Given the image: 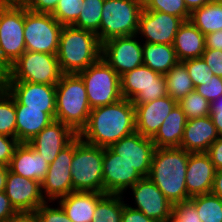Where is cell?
<instances>
[{"label": "cell", "instance_id": "obj_1", "mask_svg": "<svg viewBox=\"0 0 222 222\" xmlns=\"http://www.w3.org/2000/svg\"><path fill=\"white\" fill-rule=\"evenodd\" d=\"M135 132V106L131 100L122 98L115 103L93 108L78 136L89 144L107 148Z\"/></svg>", "mask_w": 222, "mask_h": 222}, {"label": "cell", "instance_id": "obj_2", "mask_svg": "<svg viewBox=\"0 0 222 222\" xmlns=\"http://www.w3.org/2000/svg\"><path fill=\"white\" fill-rule=\"evenodd\" d=\"M190 152L180 147L156 148L149 178L174 205L190 198L186 189V170Z\"/></svg>", "mask_w": 222, "mask_h": 222}, {"label": "cell", "instance_id": "obj_3", "mask_svg": "<svg viewBox=\"0 0 222 222\" xmlns=\"http://www.w3.org/2000/svg\"><path fill=\"white\" fill-rule=\"evenodd\" d=\"M101 58L97 34L73 26H63L57 59L63 74H78Z\"/></svg>", "mask_w": 222, "mask_h": 222}, {"label": "cell", "instance_id": "obj_4", "mask_svg": "<svg viewBox=\"0 0 222 222\" xmlns=\"http://www.w3.org/2000/svg\"><path fill=\"white\" fill-rule=\"evenodd\" d=\"M84 81L79 74H63L56 85L55 120L77 135L86 126L91 112Z\"/></svg>", "mask_w": 222, "mask_h": 222}, {"label": "cell", "instance_id": "obj_5", "mask_svg": "<svg viewBox=\"0 0 222 222\" xmlns=\"http://www.w3.org/2000/svg\"><path fill=\"white\" fill-rule=\"evenodd\" d=\"M104 148L74 138L71 177L74 191L103 193Z\"/></svg>", "mask_w": 222, "mask_h": 222}, {"label": "cell", "instance_id": "obj_6", "mask_svg": "<svg viewBox=\"0 0 222 222\" xmlns=\"http://www.w3.org/2000/svg\"><path fill=\"white\" fill-rule=\"evenodd\" d=\"M62 75L57 54L26 50L6 70V82H30L56 86Z\"/></svg>", "mask_w": 222, "mask_h": 222}, {"label": "cell", "instance_id": "obj_7", "mask_svg": "<svg viewBox=\"0 0 222 222\" xmlns=\"http://www.w3.org/2000/svg\"><path fill=\"white\" fill-rule=\"evenodd\" d=\"M143 10L142 0H105L99 27V42L135 35Z\"/></svg>", "mask_w": 222, "mask_h": 222}, {"label": "cell", "instance_id": "obj_8", "mask_svg": "<svg viewBox=\"0 0 222 222\" xmlns=\"http://www.w3.org/2000/svg\"><path fill=\"white\" fill-rule=\"evenodd\" d=\"M78 74L84 81L91 109L122 99L120 76L102 58Z\"/></svg>", "mask_w": 222, "mask_h": 222}, {"label": "cell", "instance_id": "obj_9", "mask_svg": "<svg viewBox=\"0 0 222 222\" xmlns=\"http://www.w3.org/2000/svg\"><path fill=\"white\" fill-rule=\"evenodd\" d=\"M25 6H0V64L7 70L25 51Z\"/></svg>", "mask_w": 222, "mask_h": 222}, {"label": "cell", "instance_id": "obj_10", "mask_svg": "<svg viewBox=\"0 0 222 222\" xmlns=\"http://www.w3.org/2000/svg\"><path fill=\"white\" fill-rule=\"evenodd\" d=\"M120 90L122 98L145 104L167 95L165 75L143 64L120 76Z\"/></svg>", "mask_w": 222, "mask_h": 222}, {"label": "cell", "instance_id": "obj_11", "mask_svg": "<svg viewBox=\"0 0 222 222\" xmlns=\"http://www.w3.org/2000/svg\"><path fill=\"white\" fill-rule=\"evenodd\" d=\"M63 28L49 13H36L25 7L24 39L27 51L57 54Z\"/></svg>", "mask_w": 222, "mask_h": 222}, {"label": "cell", "instance_id": "obj_12", "mask_svg": "<svg viewBox=\"0 0 222 222\" xmlns=\"http://www.w3.org/2000/svg\"><path fill=\"white\" fill-rule=\"evenodd\" d=\"M136 37H114L101 44V58L119 76L143 65V47Z\"/></svg>", "mask_w": 222, "mask_h": 222}, {"label": "cell", "instance_id": "obj_13", "mask_svg": "<svg viewBox=\"0 0 222 222\" xmlns=\"http://www.w3.org/2000/svg\"><path fill=\"white\" fill-rule=\"evenodd\" d=\"M73 155L74 139L59 152L48 167L47 174L41 182V192L45 200L49 199L47 201L52 202L74 192L70 172Z\"/></svg>", "mask_w": 222, "mask_h": 222}, {"label": "cell", "instance_id": "obj_14", "mask_svg": "<svg viewBox=\"0 0 222 222\" xmlns=\"http://www.w3.org/2000/svg\"><path fill=\"white\" fill-rule=\"evenodd\" d=\"M136 208L157 222H170L173 204L149 177H143L132 187Z\"/></svg>", "mask_w": 222, "mask_h": 222}, {"label": "cell", "instance_id": "obj_15", "mask_svg": "<svg viewBox=\"0 0 222 222\" xmlns=\"http://www.w3.org/2000/svg\"><path fill=\"white\" fill-rule=\"evenodd\" d=\"M182 18L160 11L143 9L136 35H142L146 43L173 45L175 35L183 24Z\"/></svg>", "mask_w": 222, "mask_h": 222}, {"label": "cell", "instance_id": "obj_16", "mask_svg": "<svg viewBox=\"0 0 222 222\" xmlns=\"http://www.w3.org/2000/svg\"><path fill=\"white\" fill-rule=\"evenodd\" d=\"M143 177L120 155L109 147L104 148L103 155V193L123 194Z\"/></svg>", "mask_w": 222, "mask_h": 222}, {"label": "cell", "instance_id": "obj_17", "mask_svg": "<svg viewBox=\"0 0 222 222\" xmlns=\"http://www.w3.org/2000/svg\"><path fill=\"white\" fill-rule=\"evenodd\" d=\"M4 192L18 213H34L46 202L42 196L39 181L25 178L10 169H8Z\"/></svg>", "mask_w": 222, "mask_h": 222}, {"label": "cell", "instance_id": "obj_18", "mask_svg": "<svg viewBox=\"0 0 222 222\" xmlns=\"http://www.w3.org/2000/svg\"><path fill=\"white\" fill-rule=\"evenodd\" d=\"M109 148L132 165L142 177L149 176L153 154L156 149L151 138L135 132L123 137Z\"/></svg>", "mask_w": 222, "mask_h": 222}, {"label": "cell", "instance_id": "obj_19", "mask_svg": "<svg viewBox=\"0 0 222 222\" xmlns=\"http://www.w3.org/2000/svg\"><path fill=\"white\" fill-rule=\"evenodd\" d=\"M26 108L43 109L55 120L56 86L30 82H6L4 86Z\"/></svg>", "mask_w": 222, "mask_h": 222}, {"label": "cell", "instance_id": "obj_20", "mask_svg": "<svg viewBox=\"0 0 222 222\" xmlns=\"http://www.w3.org/2000/svg\"><path fill=\"white\" fill-rule=\"evenodd\" d=\"M77 134L66 124L54 120L50 125L33 137L28 144L50 165L59 152L66 147Z\"/></svg>", "mask_w": 222, "mask_h": 222}, {"label": "cell", "instance_id": "obj_21", "mask_svg": "<svg viewBox=\"0 0 222 222\" xmlns=\"http://www.w3.org/2000/svg\"><path fill=\"white\" fill-rule=\"evenodd\" d=\"M176 104L169 95L145 104H134L136 132L152 139Z\"/></svg>", "mask_w": 222, "mask_h": 222}, {"label": "cell", "instance_id": "obj_22", "mask_svg": "<svg viewBox=\"0 0 222 222\" xmlns=\"http://www.w3.org/2000/svg\"><path fill=\"white\" fill-rule=\"evenodd\" d=\"M215 172L206 152L190 153L185 180L188 197L211 193Z\"/></svg>", "mask_w": 222, "mask_h": 222}, {"label": "cell", "instance_id": "obj_23", "mask_svg": "<svg viewBox=\"0 0 222 222\" xmlns=\"http://www.w3.org/2000/svg\"><path fill=\"white\" fill-rule=\"evenodd\" d=\"M219 138L211 116L187 120L180 148L190 152H207Z\"/></svg>", "mask_w": 222, "mask_h": 222}, {"label": "cell", "instance_id": "obj_24", "mask_svg": "<svg viewBox=\"0 0 222 222\" xmlns=\"http://www.w3.org/2000/svg\"><path fill=\"white\" fill-rule=\"evenodd\" d=\"M49 164L28 143H20L11 159L9 169L25 178L39 181L44 180Z\"/></svg>", "mask_w": 222, "mask_h": 222}, {"label": "cell", "instance_id": "obj_25", "mask_svg": "<svg viewBox=\"0 0 222 222\" xmlns=\"http://www.w3.org/2000/svg\"><path fill=\"white\" fill-rule=\"evenodd\" d=\"M104 195L100 192L74 191L59 198V206L72 222H92L97 202Z\"/></svg>", "mask_w": 222, "mask_h": 222}, {"label": "cell", "instance_id": "obj_26", "mask_svg": "<svg viewBox=\"0 0 222 222\" xmlns=\"http://www.w3.org/2000/svg\"><path fill=\"white\" fill-rule=\"evenodd\" d=\"M16 138L20 143H28L54 119L43 109L26 108L15 98Z\"/></svg>", "mask_w": 222, "mask_h": 222}, {"label": "cell", "instance_id": "obj_27", "mask_svg": "<svg viewBox=\"0 0 222 222\" xmlns=\"http://www.w3.org/2000/svg\"><path fill=\"white\" fill-rule=\"evenodd\" d=\"M179 62L201 58L205 50V35L189 20L179 27L173 43Z\"/></svg>", "mask_w": 222, "mask_h": 222}, {"label": "cell", "instance_id": "obj_28", "mask_svg": "<svg viewBox=\"0 0 222 222\" xmlns=\"http://www.w3.org/2000/svg\"><path fill=\"white\" fill-rule=\"evenodd\" d=\"M187 118L181 107L176 104L164 120L152 141L156 148L180 147Z\"/></svg>", "mask_w": 222, "mask_h": 222}, {"label": "cell", "instance_id": "obj_29", "mask_svg": "<svg viewBox=\"0 0 222 222\" xmlns=\"http://www.w3.org/2000/svg\"><path fill=\"white\" fill-rule=\"evenodd\" d=\"M142 47L143 64L161 75L168 73L179 62L173 45L145 42Z\"/></svg>", "mask_w": 222, "mask_h": 222}, {"label": "cell", "instance_id": "obj_30", "mask_svg": "<svg viewBox=\"0 0 222 222\" xmlns=\"http://www.w3.org/2000/svg\"><path fill=\"white\" fill-rule=\"evenodd\" d=\"M190 21L204 34L222 30V0H213L195 9Z\"/></svg>", "mask_w": 222, "mask_h": 222}, {"label": "cell", "instance_id": "obj_31", "mask_svg": "<svg viewBox=\"0 0 222 222\" xmlns=\"http://www.w3.org/2000/svg\"><path fill=\"white\" fill-rule=\"evenodd\" d=\"M166 91L176 102H179L190 92L195 90V86L189 77L188 70L183 62H178L168 73L165 74Z\"/></svg>", "mask_w": 222, "mask_h": 222}, {"label": "cell", "instance_id": "obj_32", "mask_svg": "<svg viewBox=\"0 0 222 222\" xmlns=\"http://www.w3.org/2000/svg\"><path fill=\"white\" fill-rule=\"evenodd\" d=\"M122 199L120 194H105L97 202L92 222H121L125 205Z\"/></svg>", "mask_w": 222, "mask_h": 222}, {"label": "cell", "instance_id": "obj_33", "mask_svg": "<svg viewBox=\"0 0 222 222\" xmlns=\"http://www.w3.org/2000/svg\"><path fill=\"white\" fill-rule=\"evenodd\" d=\"M201 222H222V199L213 193L196 195L189 199Z\"/></svg>", "mask_w": 222, "mask_h": 222}, {"label": "cell", "instance_id": "obj_34", "mask_svg": "<svg viewBox=\"0 0 222 222\" xmlns=\"http://www.w3.org/2000/svg\"><path fill=\"white\" fill-rule=\"evenodd\" d=\"M105 0H84L78 19L71 25L78 29L92 31L99 40L102 7Z\"/></svg>", "mask_w": 222, "mask_h": 222}, {"label": "cell", "instance_id": "obj_35", "mask_svg": "<svg viewBox=\"0 0 222 222\" xmlns=\"http://www.w3.org/2000/svg\"><path fill=\"white\" fill-rule=\"evenodd\" d=\"M15 97L4 87L0 89V134L16 138Z\"/></svg>", "mask_w": 222, "mask_h": 222}, {"label": "cell", "instance_id": "obj_36", "mask_svg": "<svg viewBox=\"0 0 222 222\" xmlns=\"http://www.w3.org/2000/svg\"><path fill=\"white\" fill-rule=\"evenodd\" d=\"M177 104L181 107L187 120L210 115L211 103L195 90L177 102Z\"/></svg>", "mask_w": 222, "mask_h": 222}, {"label": "cell", "instance_id": "obj_37", "mask_svg": "<svg viewBox=\"0 0 222 222\" xmlns=\"http://www.w3.org/2000/svg\"><path fill=\"white\" fill-rule=\"evenodd\" d=\"M143 9L160 11L189 21L191 13L185 6L184 0H142Z\"/></svg>", "mask_w": 222, "mask_h": 222}, {"label": "cell", "instance_id": "obj_38", "mask_svg": "<svg viewBox=\"0 0 222 222\" xmlns=\"http://www.w3.org/2000/svg\"><path fill=\"white\" fill-rule=\"evenodd\" d=\"M84 0H59L52 16L63 26H71L82 9Z\"/></svg>", "mask_w": 222, "mask_h": 222}, {"label": "cell", "instance_id": "obj_39", "mask_svg": "<svg viewBox=\"0 0 222 222\" xmlns=\"http://www.w3.org/2000/svg\"><path fill=\"white\" fill-rule=\"evenodd\" d=\"M183 63L185 64L189 77L191 78L195 87L205 84L207 79L215 76L202 57L188 59L183 61Z\"/></svg>", "mask_w": 222, "mask_h": 222}, {"label": "cell", "instance_id": "obj_40", "mask_svg": "<svg viewBox=\"0 0 222 222\" xmlns=\"http://www.w3.org/2000/svg\"><path fill=\"white\" fill-rule=\"evenodd\" d=\"M170 222H201V220L195 205L187 200L173 205Z\"/></svg>", "mask_w": 222, "mask_h": 222}, {"label": "cell", "instance_id": "obj_41", "mask_svg": "<svg viewBox=\"0 0 222 222\" xmlns=\"http://www.w3.org/2000/svg\"><path fill=\"white\" fill-rule=\"evenodd\" d=\"M39 222H72L62 207L51 208L48 201L38 207L34 212Z\"/></svg>", "mask_w": 222, "mask_h": 222}, {"label": "cell", "instance_id": "obj_42", "mask_svg": "<svg viewBox=\"0 0 222 222\" xmlns=\"http://www.w3.org/2000/svg\"><path fill=\"white\" fill-rule=\"evenodd\" d=\"M195 91L210 103L222 95V77L213 76L205 81V84L195 87Z\"/></svg>", "mask_w": 222, "mask_h": 222}, {"label": "cell", "instance_id": "obj_43", "mask_svg": "<svg viewBox=\"0 0 222 222\" xmlns=\"http://www.w3.org/2000/svg\"><path fill=\"white\" fill-rule=\"evenodd\" d=\"M20 144L17 138L0 134V164L9 166L16 147Z\"/></svg>", "mask_w": 222, "mask_h": 222}, {"label": "cell", "instance_id": "obj_44", "mask_svg": "<svg viewBox=\"0 0 222 222\" xmlns=\"http://www.w3.org/2000/svg\"><path fill=\"white\" fill-rule=\"evenodd\" d=\"M202 58L215 76L222 77V50L205 48Z\"/></svg>", "mask_w": 222, "mask_h": 222}, {"label": "cell", "instance_id": "obj_45", "mask_svg": "<svg viewBox=\"0 0 222 222\" xmlns=\"http://www.w3.org/2000/svg\"><path fill=\"white\" fill-rule=\"evenodd\" d=\"M59 0H27L24 5L28 10L36 13L52 14Z\"/></svg>", "mask_w": 222, "mask_h": 222}, {"label": "cell", "instance_id": "obj_46", "mask_svg": "<svg viewBox=\"0 0 222 222\" xmlns=\"http://www.w3.org/2000/svg\"><path fill=\"white\" fill-rule=\"evenodd\" d=\"M121 222H157L148 218L143 212L131 208L130 205L125 204L122 211Z\"/></svg>", "mask_w": 222, "mask_h": 222}, {"label": "cell", "instance_id": "obj_47", "mask_svg": "<svg viewBox=\"0 0 222 222\" xmlns=\"http://www.w3.org/2000/svg\"><path fill=\"white\" fill-rule=\"evenodd\" d=\"M18 212L11 205L4 191L0 192V222H9Z\"/></svg>", "mask_w": 222, "mask_h": 222}, {"label": "cell", "instance_id": "obj_48", "mask_svg": "<svg viewBox=\"0 0 222 222\" xmlns=\"http://www.w3.org/2000/svg\"><path fill=\"white\" fill-rule=\"evenodd\" d=\"M210 116L219 136H222V95L211 102Z\"/></svg>", "mask_w": 222, "mask_h": 222}, {"label": "cell", "instance_id": "obj_49", "mask_svg": "<svg viewBox=\"0 0 222 222\" xmlns=\"http://www.w3.org/2000/svg\"><path fill=\"white\" fill-rule=\"evenodd\" d=\"M211 162L214 164L216 170L222 169V136L219 138L209 147L208 151L206 152Z\"/></svg>", "mask_w": 222, "mask_h": 222}, {"label": "cell", "instance_id": "obj_50", "mask_svg": "<svg viewBox=\"0 0 222 222\" xmlns=\"http://www.w3.org/2000/svg\"><path fill=\"white\" fill-rule=\"evenodd\" d=\"M205 48L222 50V30L205 35Z\"/></svg>", "mask_w": 222, "mask_h": 222}, {"label": "cell", "instance_id": "obj_51", "mask_svg": "<svg viewBox=\"0 0 222 222\" xmlns=\"http://www.w3.org/2000/svg\"><path fill=\"white\" fill-rule=\"evenodd\" d=\"M211 193L222 199V169L215 172Z\"/></svg>", "mask_w": 222, "mask_h": 222}, {"label": "cell", "instance_id": "obj_52", "mask_svg": "<svg viewBox=\"0 0 222 222\" xmlns=\"http://www.w3.org/2000/svg\"><path fill=\"white\" fill-rule=\"evenodd\" d=\"M9 222H39L35 213H18Z\"/></svg>", "mask_w": 222, "mask_h": 222}, {"label": "cell", "instance_id": "obj_53", "mask_svg": "<svg viewBox=\"0 0 222 222\" xmlns=\"http://www.w3.org/2000/svg\"><path fill=\"white\" fill-rule=\"evenodd\" d=\"M212 1L213 0H184V3L188 11L192 13L195 9H198Z\"/></svg>", "mask_w": 222, "mask_h": 222}, {"label": "cell", "instance_id": "obj_54", "mask_svg": "<svg viewBox=\"0 0 222 222\" xmlns=\"http://www.w3.org/2000/svg\"><path fill=\"white\" fill-rule=\"evenodd\" d=\"M9 166L0 164V192L5 190Z\"/></svg>", "mask_w": 222, "mask_h": 222}, {"label": "cell", "instance_id": "obj_55", "mask_svg": "<svg viewBox=\"0 0 222 222\" xmlns=\"http://www.w3.org/2000/svg\"><path fill=\"white\" fill-rule=\"evenodd\" d=\"M27 0H0V6H24Z\"/></svg>", "mask_w": 222, "mask_h": 222}, {"label": "cell", "instance_id": "obj_56", "mask_svg": "<svg viewBox=\"0 0 222 222\" xmlns=\"http://www.w3.org/2000/svg\"><path fill=\"white\" fill-rule=\"evenodd\" d=\"M6 83V70L0 64V89L4 88Z\"/></svg>", "mask_w": 222, "mask_h": 222}]
</instances>
